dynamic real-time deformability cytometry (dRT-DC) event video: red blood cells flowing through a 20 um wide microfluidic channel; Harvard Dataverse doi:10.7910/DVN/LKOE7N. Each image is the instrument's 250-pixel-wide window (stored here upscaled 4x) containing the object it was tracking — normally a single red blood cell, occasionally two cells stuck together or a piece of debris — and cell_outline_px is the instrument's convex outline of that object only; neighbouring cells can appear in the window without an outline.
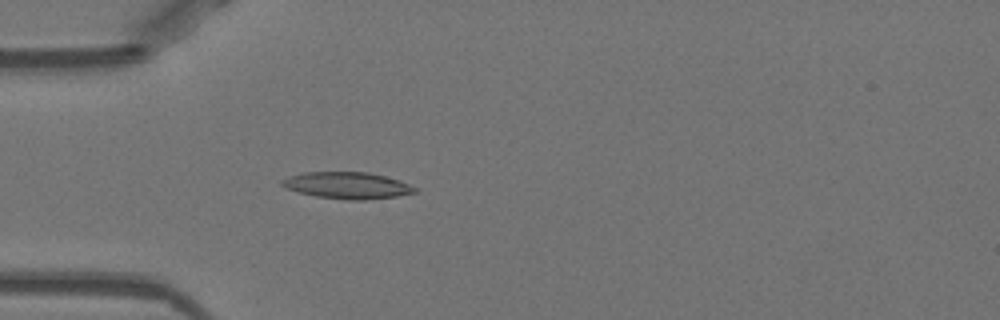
{"species": "Egyptian fruit bat (a non-hibernating species)", "species_latin": "Rousettus aegyptiacus", "temperature_condition": "warm", "stored_images_in_passage": 51, "camera_frame_rate_fps": 3000, "um_per_image_px": 0.085, "animal": {"sex": "female"}, "frame": {"image": 1, "passage_image": 15, "time_ms": 4.667, "image_size_px": [1000, 320], "cell_outline_px": [[416, 192], [396, 196], [364, 200], [348, 200], [316, 196], [300, 192], [288, 188], [280, 184], [280, 180], [288, 176], [304, 172], [368, 172], [384, 176], [408, 184], [416, 188]], "centroid_in_image_um": [29.48, 15.75], "position_along_channel_um": 55.5, "area_um2": 20.35}}
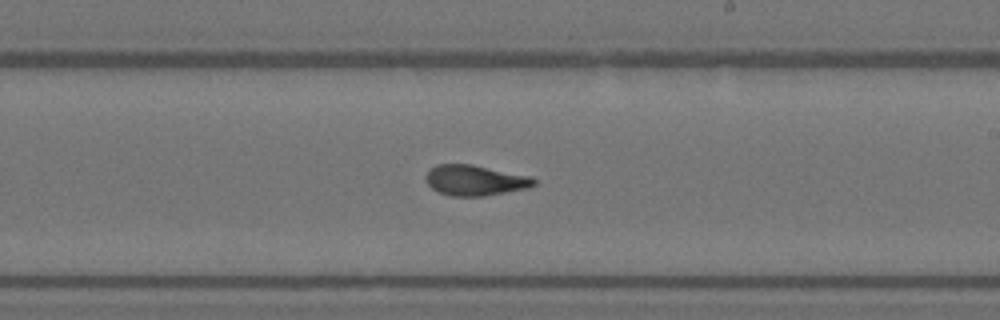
{"frame": {"image": 2, "passage_image": 30, "time_ms": 9.667, "image_size_px": [1000, 320], "cell_outline_px": [[536, 184], [528, 188], [484, 196], [452, 196], [440, 192], [432, 188], [424, 180], [424, 176], [436, 164], [472, 164], [532, 176], [536, 180]], "centroid_in_image_um": [40.39, 15.32], "position_along_channel_um": 248.6, "area_um2": 19.31}}
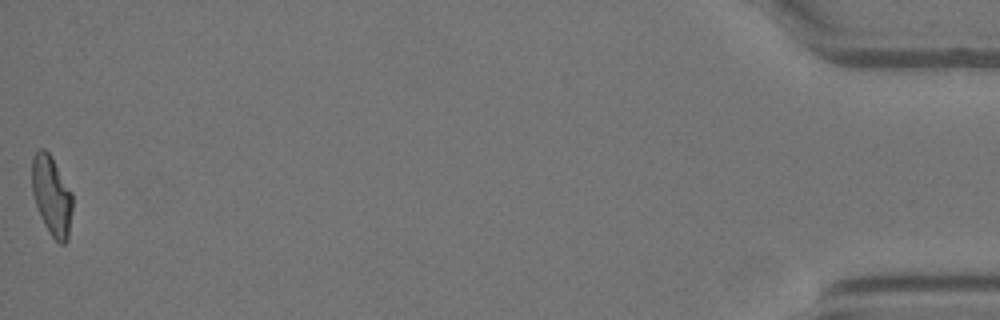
{"frame": {"image": 3, "passage_image": 51, "time_ms": 16.667, "image_size_px": [1000, 320], "cell_outline_px": [[72, 212], [68, 240], [64, 244], [60, 244], [52, 236], [44, 224], [40, 216], [32, 192], [32, 156], [40, 148], [44, 148], [52, 156], [72, 192]], "centroid_in_image_um": [4.4, 16.62], "position_along_channel_um": 430.8, "area_um2": 18.9}, "authors_computed_cell_mechanics": {"area_um2": 19.074, "velocity_mm_per_s": 3.9778, "shape_relaxation_time_tau1_ms": 5.7482, "shape_relaxation_time_tau2_ms": 1.6143, "deformation_change_tau1": 0.2192, "deformation_change_tau2": 0.0882}}